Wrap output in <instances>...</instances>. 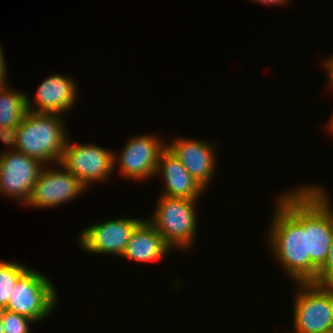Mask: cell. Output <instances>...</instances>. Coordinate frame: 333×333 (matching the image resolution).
Masks as SVG:
<instances>
[{"instance_id": "cell-1", "label": "cell", "mask_w": 333, "mask_h": 333, "mask_svg": "<svg viewBox=\"0 0 333 333\" xmlns=\"http://www.w3.org/2000/svg\"><path fill=\"white\" fill-rule=\"evenodd\" d=\"M268 231L273 256L295 283L310 282V255L304 230V185L277 198Z\"/></svg>"}, {"instance_id": "cell-2", "label": "cell", "mask_w": 333, "mask_h": 333, "mask_svg": "<svg viewBox=\"0 0 333 333\" xmlns=\"http://www.w3.org/2000/svg\"><path fill=\"white\" fill-rule=\"evenodd\" d=\"M62 117L60 114L28 110L23 121L5 142L44 165L60 163L69 137Z\"/></svg>"}, {"instance_id": "cell-3", "label": "cell", "mask_w": 333, "mask_h": 333, "mask_svg": "<svg viewBox=\"0 0 333 333\" xmlns=\"http://www.w3.org/2000/svg\"><path fill=\"white\" fill-rule=\"evenodd\" d=\"M316 184L304 185V230L310 255V282L327 259L333 238V205L329 193ZM328 194V195H327Z\"/></svg>"}, {"instance_id": "cell-4", "label": "cell", "mask_w": 333, "mask_h": 333, "mask_svg": "<svg viewBox=\"0 0 333 333\" xmlns=\"http://www.w3.org/2000/svg\"><path fill=\"white\" fill-rule=\"evenodd\" d=\"M197 202L160 195L152 216L147 219L173 250L179 248L186 251L194 246L198 228Z\"/></svg>"}, {"instance_id": "cell-5", "label": "cell", "mask_w": 333, "mask_h": 333, "mask_svg": "<svg viewBox=\"0 0 333 333\" xmlns=\"http://www.w3.org/2000/svg\"><path fill=\"white\" fill-rule=\"evenodd\" d=\"M294 284L298 290L293 303L292 333L333 331V287L313 282Z\"/></svg>"}, {"instance_id": "cell-6", "label": "cell", "mask_w": 333, "mask_h": 333, "mask_svg": "<svg viewBox=\"0 0 333 333\" xmlns=\"http://www.w3.org/2000/svg\"><path fill=\"white\" fill-rule=\"evenodd\" d=\"M57 297L56 286L46 274L30 267L17 280L5 309L28 317L36 323L42 322L55 310Z\"/></svg>"}, {"instance_id": "cell-7", "label": "cell", "mask_w": 333, "mask_h": 333, "mask_svg": "<svg viewBox=\"0 0 333 333\" xmlns=\"http://www.w3.org/2000/svg\"><path fill=\"white\" fill-rule=\"evenodd\" d=\"M164 142L159 135L153 134L131 137L124 144L119 156L114 153V169L118 164L117 169L122 178L135 182L154 178L160 155L166 149Z\"/></svg>"}, {"instance_id": "cell-8", "label": "cell", "mask_w": 333, "mask_h": 333, "mask_svg": "<svg viewBox=\"0 0 333 333\" xmlns=\"http://www.w3.org/2000/svg\"><path fill=\"white\" fill-rule=\"evenodd\" d=\"M114 151L93 145L74 144L68 137L60 163L87 188L95 182H106L114 171Z\"/></svg>"}, {"instance_id": "cell-9", "label": "cell", "mask_w": 333, "mask_h": 333, "mask_svg": "<svg viewBox=\"0 0 333 333\" xmlns=\"http://www.w3.org/2000/svg\"><path fill=\"white\" fill-rule=\"evenodd\" d=\"M3 143L9 149L0 153V194L26 205L45 165Z\"/></svg>"}, {"instance_id": "cell-10", "label": "cell", "mask_w": 333, "mask_h": 333, "mask_svg": "<svg viewBox=\"0 0 333 333\" xmlns=\"http://www.w3.org/2000/svg\"><path fill=\"white\" fill-rule=\"evenodd\" d=\"M54 165V168L47 165L42 168L26 205L40 209L54 208L86 191L87 187L61 163Z\"/></svg>"}, {"instance_id": "cell-11", "label": "cell", "mask_w": 333, "mask_h": 333, "mask_svg": "<svg viewBox=\"0 0 333 333\" xmlns=\"http://www.w3.org/2000/svg\"><path fill=\"white\" fill-rule=\"evenodd\" d=\"M144 219L129 216L100 221L78 235L82 250L92 254L122 256L134 229Z\"/></svg>"}, {"instance_id": "cell-12", "label": "cell", "mask_w": 333, "mask_h": 333, "mask_svg": "<svg viewBox=\"0 0 333 333\" xmlns=\"http://www.w3.org/2000/svg\"><path fill=\"white\" fill-rule=\"evenodd\" d=\"M166 142V149L173 154L204 190L211 184L216 172L217 147L207 140L176 137ZM207 141V142H206ZM171 142V143H170Z\"/></svg>"}, {"instance_id": "cell-13", "label": "cell", "mask_w": 333, "mask_h": 333, "mask_svg": "<svg viewBox=\"0 0 333 333\" xmlns=\"http://www.w3.org/2000/svg\"><path fill=\"white\" fill-rule=\"evenodd\" d=\"M73 79L60 73L47 77L34 92V104L31 102L28 93L26 94L28 110L37 113L65 115L66 112L73 109L77 101L78 86L76 80Z\"/></svg>"}, {"instance_id": "cell-14", "label": "cell", "mask_w": 333, "mask_h": 333, "mask_svg": "<svg viewBox=\"0 0 333 333\" xmlns=\"http://www.w3.org/2000/svg\"><path fill=\"white\" fill-rule=\"evenodd\" d=\"M161 174L164 180L163 185H165L160 195L199 200L201 193L204 192L202 186L167 149L160 155L155 176H161Z\"/></svg>"}, {"instance_id": "cell-15", "label": "cell", "mask_w": 333, "mask_h": 333, "mask_svg": "<svg viewBox=\"0 0 333 333\" xmlns=\"http://www.w3.org/2000/svg\"><path fill=\"white\" fill-rule=\"evenodd\" d=\"M173 250L146 219L133 231L126 249L121 256L134 262L149 263L161 260Z\"/></svg>"}, {"instance_id": "cell-16", "label": "cell", "mask_w": 333, "mask_h": 333, "mask_svg": "<svg viewBox=\"0 0 333 333\" xmlns=\"http://www.w3.org/2000/svg\"><path fill=\"white\" fill-rule=\"evenodd\" d=\"M0 89V140L5 141L23 121L27 108V95L15 88ZM15 89V90H14Z\"/></svg>"}, {"instance_id": "cell-17", "label": "cell", "mask_w": 333, "mask_h": 333, "mask_svg": "<svg viewBox=\"0 0 333 333\" xmlns=\"http://www.w3.org/2000/svg\"><path fill=\"white\" fill-rule=\"evenodd\" d=\"M29 269L25 264L0 260V305L7 307L17 280Z\"/></svg>"}, {"instance_id": "cell-18", "label": "cell", "mask_w": 333, "mask_h": 333, "mask_svg": "<svg viewBox=\"0 0 333 333\" xmlns=\"http://www.w3.org/2000/svg\"><path fill=\"white\" fill-rule=\"evenodd\" d=\"M1 318L4 327V333H31L29 325L35 323V321L28 317L19 315L6 309H4Z\"/></svg>"}, {"instance_id": "cell-19", "label": "cell", "mask_w": 333, "mask_h": 333, "mask_svg": "<svg viewBox=\"0 0 333 333\" xmlns=\"http://www.w3.org/2000/svg\"><path fill=\"white\" fill-rule=\"evenodd\" d=\"M313 283L319 286L333 287V238L327 259L318 269L316 280Z\"/></svg>"}, {"instance_id": "cell-20", "label": "cell", "mask_w": 333, "mask_h": 333, "mask_svg": "<svg viewBox=\"0 0 333 333\" xmlns=\"http://www.w3.org/2000/svg\"><path fill=\"white\" fill-rule=\"evenodd\" d=\"M6 62H5V57H4V53H3V49H2V46L0 45V89L3 88V87H6L8 86L6 80H7V68H6Z\"/></svg>"}, {"instance_id": "cell-21", "label": "cell", "mask_w": 333, "mask_h": 333, "mask_svg": "<svg viewBox=\"0 0 333 333\" xmlns=\"http://www.w3.org/2000/svg\"><path fill=\"white\" fill-rule=\"evenodd\" d=\"M323 67L325 68V71L327 73V77L329 78L328 86L333 89V56H330L325 61H323Z\"/></svg>"}, {"instance_id": "cell-22", "label": "cell", "mask_w": 333, "mask_h": 333, "mask_svg": "<svg viewBox=\"0 0 333 333\" xmlns=\"http://www.w3.org/2000/svg\"><path fill=\"white\" fill-rule=\"evenodd\" d=\"M254 2H258V3H262V5L266 4L271 5V6H278V7H282L283 5L285 6V4L288 3V0H253Z\"/></svg>"}, {"instance_id": "cell-23", "label": "cell", "mask_w": 333, "mask_h": 333, "mask_svg": "<svg viewBox=\"0 0 333 333\" xmlns=\"http://www.w3.org/2000/svg\"><path fill=\"white\" fill-rule=\"evenodd\" d=\"M330 118L331 119H330L329 123H327V124H328V128L330 129V132H332V134H333V114Z\"/></svg>"}, {"instance_id": "cell-24", "label": "cell", "mask_w": 333, "mask_h": 333, "mask_svg": "<svg viewBox=\"0 0 333 333\" xmlns=\"http://www.w3.org/2000/svg\"><path fill=\"white\" fill-rule=\"evenodd\" d=\"M0 333H4V327H3L1 316H0Z\"/></svg>"}, {"instance_id": "cell-25", "label": "cell", "mask_w": 333, "mask_h": 333, "mask_svg": "<svg viewBox=\"0 0 333 333\" xmlns=\"http://www.w3.org/2000/svg\"><path fill=\"white\" fill-rule=\"evenodd\" d=\"M4 309H5V308H3V307L0 305V316L3 314Z\"/></svg>"}]
</instances>
